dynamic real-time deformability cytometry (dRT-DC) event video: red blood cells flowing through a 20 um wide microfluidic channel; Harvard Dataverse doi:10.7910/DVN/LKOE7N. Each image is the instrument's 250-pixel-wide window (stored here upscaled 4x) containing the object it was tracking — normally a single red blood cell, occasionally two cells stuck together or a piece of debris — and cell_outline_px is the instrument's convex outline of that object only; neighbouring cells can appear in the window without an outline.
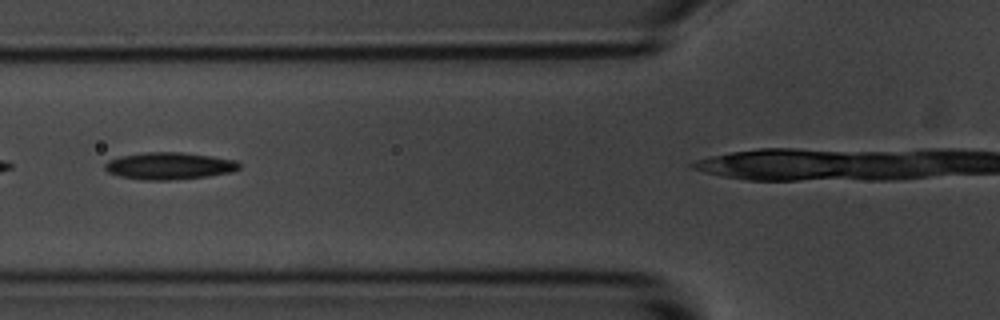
{"species": "common noctule bat (a hibernating species)", "species_latin": "Nyctalus noctula", "temperature_condition": "room temperature", "stored_images_in_passage": 33, "camera_frame_rate_fps": 3000, "um_per_image_px": 0.085, "animal": {"sex": "male", "body_mass_g": 20.1, "forearm_length_mm": 53.5}, "frame": {"image": 1, "passage_image": 10, "time_ms": 3.0, "image_size_px": [1000, 320], "cell_outline_px": [[240, 168], [232, 172], [208, 176], [176, 180], [144, 180], [120, 176], [108, 172], [104, 168], [104, 164], [108, 160], [124, 156], [144, 152], [180, 152], [212, 156], [236, 160], [240, 164]], "centroid_in_image_um": [14.41, 14.1], "position_along_channel_um": 111.4, "area_um2": 21.21}}